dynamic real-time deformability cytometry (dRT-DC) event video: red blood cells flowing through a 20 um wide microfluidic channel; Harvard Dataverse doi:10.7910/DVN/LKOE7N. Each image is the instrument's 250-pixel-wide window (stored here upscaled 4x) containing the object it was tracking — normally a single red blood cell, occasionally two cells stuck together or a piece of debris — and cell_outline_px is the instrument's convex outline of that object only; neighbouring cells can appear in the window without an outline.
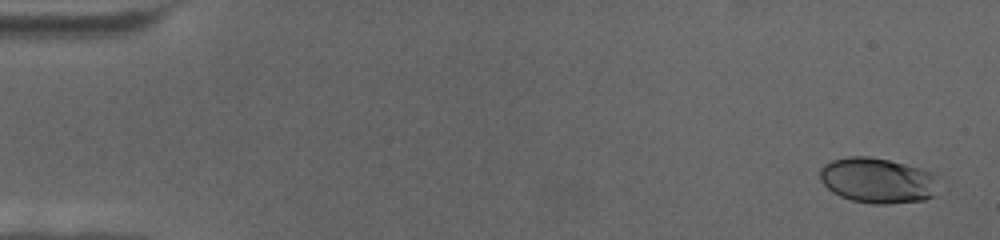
{"species": "human", "species_latin": "Homo sapiens", "temperature_condition": "cold", "stored_images_in_passage": 64, "camera_frame_rate_fps": 3000, "um_per_image_px": 0.085, "donor": {"sex": "female"}, "frame": {"image": 1, "passage_image": 1, "time_ms": 0.0, "image_size_px": [1000, 240], "cell_outline_px": [[932, 196], [924, 200], [888, 204], [872, 204], [852, 200], [840, 196], [832, 192], [820, 180], [820, 168], [824, 164], [832, 160], [848, 156], [868, 156], [888, 160], [920, 168], [932, 172]], "centroid_in_image_um": [74.48, 15.33], "position_along_channel_um": 10.5, "area_um2": 30.81}}
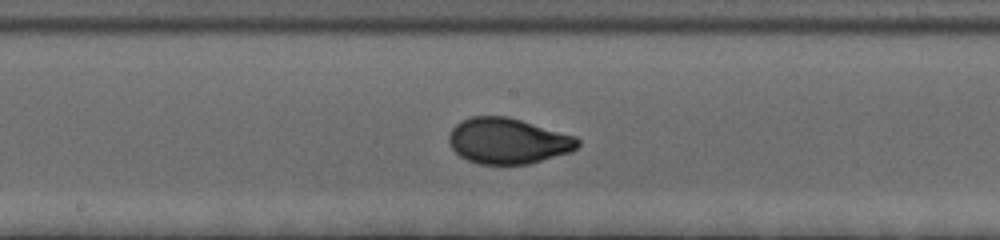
{"frame": {"image": 2, "passage_image": 35, "time_ms": 11.333, "image_size_px": [1000, 240], "cell_outline_px": [[580, 144], [572, 152], [528, 164], [476, 164], [460, 156], [448, 144], [448, 136], [452, 128], [460, 120], [472, 116], [508, 116], [576, 136], [580, 140]], "centroid_in_image_um": [43.17, 11.98], "position_along_channel_um": 205.0, "area_um2": 34.62}}
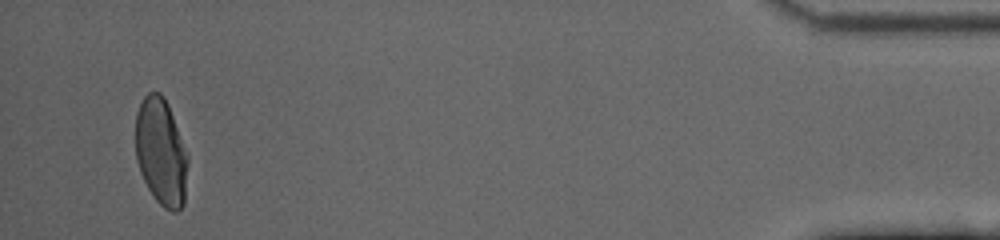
{"frame": {"image": 3, "passage_image": 64, "time_ms": 21.0, "image_size_px": [1000, 240], "cell_outline_px": [[188, 164], [184, 204], [176, 212], [172, 212], [164, 208], [156, 200], [148, 188], [140, 172], [136, 160], [136, 112], [144, 96], [148, 92], [160, 92], [164, 96], [168, 104], [188, 156]], "centroid_in_image_um": [13.69, 12.92], "position_along_channel_um": 421.5, "area_um2": 32.71}}